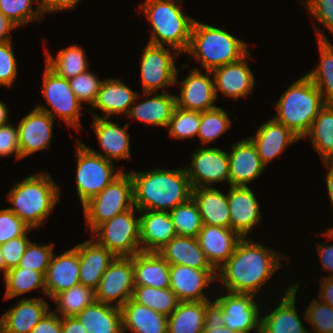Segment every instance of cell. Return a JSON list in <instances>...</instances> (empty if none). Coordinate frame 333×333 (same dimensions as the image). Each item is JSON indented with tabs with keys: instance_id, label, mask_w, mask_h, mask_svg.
I'll list each match as a JSON object with an SVG mask.
<instances>
[{
	"instance_id": "cell-45",
	"label": "cell",
	"mask_w": 333,
	"mask_h": 333,
	"mask_svg": "<svg viewBox=\"0 0 333 333\" xmlns=\"http://www.w3.org/2000/svg\"><path fill=\"white\" fill-rule=\"evenodd\" d=\"M230 123L228 114L221 107L217 106L216 108L201 112L197 135L204 145L224 134L229 129Z\"/></svg>"
},
{
	"instance_id": "cell-35",
	"label": "cell",
	"mask_w": 333,
	"mask_h": 333,
	"mask_svg": "<svg viewBox=\"0 0 333 333\" xmlns=\"http://www.w3.org/2000/svg\"><path fill=\"white\" fill-rule=\"evenodd\" d=\"M154 95L151 99L130 107L127 116L147 124L168 127L176 107V95L165 92V90H162L161 94L155 92Z\"/></svg>"
},
{
	"instance_id": "cell-20",
	"label": "cell",
	"mask_w": 333,
	"mask_h": 333,
	"mask_svg": "<svg viewBox=\"0 0 333 333\" xmlns=\"http://www.w3.org/2000/svg\"><path fill=\"white\" fill-rule=\"evenodd\" d=\"M229 158L230 186H246L263 172V164L256 146L248 139H242L232 145Z\"/></svg>"
},
{
	"instance_id": "cell-25",
	"label": "cell",
	"mask_w": 333,
	"mask_h": 333,
	"mask_svg": "<svg viewBox=\"0 0 333 333\" xmlns=\"http://www.w3.org/2000/svg\"><path fill=\"white\" fill-rule=\"evenodd\" d=\"M95 239L92 238L75 246L79 257L80 284L94 291L98 288L100 279L108 266L115 259V256L106 247L99 245Z\"/></svg>"
},
{
	"instance_id": "cell-48",
	"label": "cell",
	"mask_w": 333,
	"mask_h": 333,
	"mask_svg": "<svg viewBox=\"0 0 333 333\" xmlns=\"http://www.w3.org/2000/svg\"><path fill=\"white\" fill-rule=\"evenodd\" d=\"M68 80L72 91L81 103L88 102L92 105L94 104L103 80H99L89 70Z\"/></svg>"
},
{
	"instance_id": "cell-13",
	"label": "cell",
	"mask_w": 333,
	"mask_h": 333,
	"mask_svg": "<svg viewBox=\"0 0 333 333\" xmlns=\"http://www.w3.org/2000/svg\"><path fill=\"white\" fill-rule=\"evenodd\" d=\"M54 116L46 106L38 105L21 119L17 126L21 159L49 148Z\"/></svg>"
},
{
	"instance_id": "cell-38",
	"label": "cell",
	"mask_w": 333,
	"mask_h": 333,
	"mask_svg": "<svg viewBox=\"0 0 333 333\" xmlns=\"http://www.w3.org/2000/svg\"><path fill=\"white\" fill-rule=\"evenodd\" d=\"M307 135L321 160L333 161V107L330 104L320 110Z\"/></svg>"
},
{
	"instance_id": "cell-42",
	"label": "cell",
	"mask_w": 333,
	"mask_h": 333,
	"mask_svg": "<svg viewBox=\"0 0 333 333\" xmlns=\"http://www.w3.org/2000/svg\"><path fill=\"white\" fill-rule=\"evenodd\" d=\"M53 300L57 304L59 316L74 317L95 301V291L82 284L58 293Z\"/></svg>"
},
{
	"instance_id": "cell-14",
	"label": "cell",
	"mask_w": 333,
	"mask_h": 333,
	"mask_svg": "<svg viewBox=\"0 0 333 333\" xmlns=\"http://www.w3.org/2000/svg\"><path fill=\"white\" fill-rule=\"evenodd\" d=\"M192 163L185 167L192 188L210 187L213 182L229 183L228 152L219 148H202L192 154Z\"/></svg>"
},
{
	"instance_id": "cell-6",
	"label": "cell",
	"mask_w": 333,
	"mask_h": 333,
	"mask_svg": "<svg viewBox=\"0 0 333 333\" xmlns=\"http://www.w3.org/2000/svg\"><path fill=\"white\" fill-rule=\"evenodd\" d=\"M182 0H146L140 8L153 27L149 43L170 45L178 53L187 51L194 19L182 12ZM179 3V5H177Z\"/></svg>"
},
{
	"instance_id": "cell-41",
	"label": "cell",
	"mask_w": 333,
	"mask_h": 333,
	"mask_svg": "<svg viewBox=\"0 0 333 333\" xmlns=\"http://www.w3.org/2000/svg\"><path fill=\"white\" fill-rule=\"evenodd\" d=\"M5 299L27 293L42 287L45 294V276L35 270L14 267L7 271L5 277Z\"/></svg>"
},
{
	"instance_id": "cell-23",
	"label": "cell",
	"mask_w": 333,
	"mask_h": 333,
	"mask_svg": "<svg viewBox=\"0 0 333 333\" xmlns=\"http://www.w3.org/2000/svg\"><path fill=\"white\" fill-rule=\"evenodd\" d=\"M140 215V247L143 252H159L175 236L169 212L144 210Z\"/></svg>"
},
{
	"instance_id": "cell-29",
	"label": "cell",
	"mask_w": 333,
	"mask_h": 333,
	"mask_svg": "<svg viewBox=\"0 0 333 333\" xmlns=\"http://www.w3.org/2000/svg\"><path fill=\"white\" fill-rule=\"evenodd\" d=\"M134 285L158 289L170 288V264L159 252H143L133 256Z\"/></svg>"
},
{
	"instance_id": "cell-63",
	"label": "cell",
	"mask_w": 333,
	"mask_h": 333,
	"mask_svg": "<svg viewBox=\"0 0 333 333\" xmlns=\"http://www.w3.org/2000/svg\"><path fill=\"white\" fill-rule=\"evenodd\" d=\"M204 333H239L237 331L230 330L227 327H204Z\"/></svg>"
},
{
	"instance_id": "cell-52",
	"label": "cell",
	"mask_w": 333,
	"mask_h": 333,
	"mask_svg": "<svg viewBox=\"0 0 333 333\" xmlns=\"http://www.w3.org/2000/svg\"><path fill=\"white\" fill-rule=\"evenodd\" d=\"M30 230L31 228L23 236L15 237L0 245L1 253L4 258V263L7 270L19 265L20 259L22 258L26 247L30 242L26 236Z\"/></svg>"
},
{
	"instance_id": "cell-1",
	"label": "cell",
	"mask_w": 333,
	"mask_h": 333,
	"mask_svg": "<svg viewBox=\"0 0 333 333\" xmlns=\"http://www.w3.org/2000/svg\"><path fill=\"white\" fill-rule=\"evenodd\" d=\"M279 253L257 242L242 238L233 255L217 269V279L231 293L256 295L281 266Z\"/></svg>"
},
{
	"instance_id": "cell-2",
	"label": "cell",
	"mask_w": 333,
	"mask_h": 333,
	"mask_svg": "<svg viewBox=\"0 0 333 333\" xmlns=\"http://www.w3.org/2000/svg\"><path fill=\"white\" fill-rule=\"evenodd\" d=\"M134 206L139 211L170 212L192 198V185L185 168L151 169L130 173Z\"/></svg>"
},
{
	"instance_id": "cell-22",
	"label": "cell",
	"mask_w": 333,
	"mask_h": 333,
	"mask_svg": "<svg viewBox=\"0 0 333 333\" xmlns=\"http://www.w3.org/2000/svg\"><path fill=\"white\" fill-rule=\"evenodd\" d=\"M197 239L208 261L217 270L233 255L242 237L231 228L203 225Z\"/></svg>"
},
{
	"instance_id": "cell-26",
	"label": "cell",
	"mask_w": 333,
	"mask_h": 333,
	"mask_svg": "<svg viewBox=\"0 0 333 333\" xmlns=\"http://www.w3.org/2000/svg\"><path fill=\"white\" fill-rule=\"evenodd\" d=\"M94 122L92 124L97 139L100 142L101 148L105 154L98 153V151L86 146L90 151L95 154L103 156L105 159L113 162L112 159L120 160L131 158L130 156V135L125 130L128 128L129 123H126L121 128L116 123L108 120V118L100 117L93 114Z\"/></svg>"
},
{
	"instance_id": "cell-44",
	"label": "cell",
	"mask_w": 333,
	"mask_h": 333,
	"mask_svg": "<svg viewBox=\"0 0 333 333\" xmlns=\"http://www.w3.org/2000/svg\"><path fill=\"white\" fill-rule=\"evenodd\" d=\"M33 3H38L36 10L31 7ZM0 12L16 27L45 15L41 0H0Z\"/></svg>"
},
{
	"instance_id": "cell-40",
	"label": "cell",
	"mask_w": 333,
	"mask_h": 333,
	"mask_svg": "<svg viewBox=\"0 0 333 333\" xmlns=\"http://www.w3.org/2000/svg\"><path fill=\"white\" fill-rule=\"evenodd\" d=\"M131 299L167 317L177 308L180 302L177 295L170 288L158 289L149 286H135Z\"/></svg>"
},
{
	"instance_id": "cell-19",
	"label": "cell",
	"mask_w": 333,
	"mask_h": 333,
	"mask_svg": "<svg viewBox=\"0 0 333 333\" xmlns=\"http://www.w3.org/2000/svg\"><path fill=\"white\" fill-rule=\"evenodd\" d=\"M248 52L240 60L228 63L224 66L213 69L215 94L218 97V91L225 96L237 98L247 97L254 87V75L247 64L246 58H250Z\"/></svg>"
},
{
	"instance_id": "cell-32",
	"label": "cell",
	"mask_w": 333,
	"mask_h": 333,
	"mask_svg": "<svg viewBox=\"0 0 333 333\" xmlns=\"http://www.w3.org/2000/svg\"><path fill=\"white\" fill-rule=\"evenodd\" d=\"M192 198L197 203L203 225L231 228L227 194L213 187L194 188Z\"/></svg>"
},
{
	"instance_id": "cell-21",
	"label": "cell",
	"mask_w": 333,
	"mask_h": 333,
	"mask_svg": "<svg viewBox=\"0 0 333 333\" xmlns=\"http://www.w3.org/2000/svg\"><path fill=\"white\" fill-rule=\"evenodd\" d=\"M78 250L72 249L51 257L45 273V294L53 299L58 293L80 284Z\"/></svg>"
},
{
	"instance_id": "cell-31",
	"label": "cell",
	"mask_w": 333,
	"mask_h": 333,
	"mask_svg": "<svg viewBox=\"0 0 333 333\" xmlns=\"http://www.w3.org/2000/svg\"><path fill=\"white\" fill-rule=\"evenodd\" d=\"M122 333H168V317L151 308L134 302L131 298L121 307Z\"/></svg>"
},
{
	"instance_id": "cell-43",
	"label": "cell",
	"mask_w": 333,
	"mask_h": 333,
	"mask_svg": "<svg viewBox=\"0 0 333 333\" xmlns=\"http://www.w3.org/2000/svg\"><path fill=\"white\" fill-rule=\"evenodd\" d=\"M169 213L177 235L186 237L198 236L203 227V221L198 205L193 198L183 204L177 205Z\"/></svg>"
},
{
	"instance_id": "cell-46",
	"label": "cell",
	"mask_w": 333,
	"mask_h": 333,
	"mask_svg": "<svg viewBox=\"0 0 333 333\" xmlns=\"http://www.w3.org/2000/svg\"><path fill=\"white\" fill-rule=\"evenodd\" d=\"M201 112L175 107L169 121V135L172 138H192L198 134Z\"/></svg>"
},
{
	"instance_id": "cell-5",
	"label": "cell",
	"mask_w": 333,
	"mask_h": 333,
	"mask_svg": "<svg viewBox=\"0 0 333 333\" xmlns=\"http://www.w3.org/2000/svg\"><path fill=\"white\" fill-rule=\"evenodd\" d=\"M201 61L205 71L236 62L248 53L246 44L223 28L194 20L187 51Z\"/></svg>"
},
{
	"instance_id": "cell-12",
	"label": "cell",
	"mask_w": 333,
	"mask_h": 333,
	"mask_svg": "<svg viewBox=\"0 0 333 333\" xmlns=\"http://www.w3.org/2000/svg\"><path fill=\"white\" fill-rule=\"evenodd\" d=\"M42 92L48 104L68 126L79 129L82 103L75 96L69 80L58 76L47 65L43 75Z\"/></svg>"
},
{
	"instance_id": "cell-36",
	"label": "cell",
	"mask_w": 333,
	"mask_h": 333,
	"mask_svg": "<svg viewBox=\"0 0 333 333\" xmlns=\"http://www.w3.org/2000/svg\"><path fill=\"white\" fill-rule=\"evenodd\" d=\"M205 301L179 302L168 316V333H204Z\"/></svg>"
},
{
	"instance_id": "cell-7",
	"label": "cell",
	"mask_w": 333,
	"mask_h": 333,
	"mask_svg": "<svg viewBox=\"0 0 333 333\" xmlns=\"http://www.w3.org/2000/svg\"><path fill=\"white\" fill-rule=\"evenodd\" d=\"M134 207L133 180L124 172L83 205L86 228L92 232L102 223ZM90 227V228H89Z\"/></svg>"
},
{
	"instance_id": "cell-57",
	"label": "cell",
	"mask_w": 333,
	"mask_h": 333,
	"mask_svg": "<svg viewBox=\"0 0 333 333\" xmlns=\"http://www.w3.org/2000/svg\"><path fill=\"white\" fill-rule=\"evenodd\" d=\"M80 0H41V6L44 13H50L58 10L73 9Z\"/></svg>"
},
{
	"instance_id": "cell-16",
	"label": "cell",
	"mask_w": 333,
	"mask_h": 333,
	"mask_svg": "<svg viewBox=\"0 0 333 333\" xmlns=\"http://www.w3.org/2000/svg\"><path fill=\"white\" fill-rule=\"evenodd\" d=\"M211 71L202 74L198 68L190 69V73L180 83V97L176 96V106L192 111L204 112L216 108L214 78Z\"/></svg>"
},
{
	"instance_id": "cell-60",
	"label": "cell",
	"mask_w": 333,
	"mask_h": 333,
	"mask_svg": "<svg viewBox=\"0 0 333 333\" xmlns=\"http://www.w3.org/2000/svg\"><path fill=\"white\" fill-rule=\"evenodd\" d=\"M319 298L333 307V276H326L321 283Z\"/></svg>"
},
{
	"instance_id": "cell-17",
	"label": "cell",
	"mask_w": 333,
	"mask_h": 333,
	"mask_svg": "<svg viewBox=\"0 0 333 333\" xmlns=\"http://www.w3.org/2000/svg\"><path fill=\"white\" fill-rule=\"evenodd\" d=\"M227 199L231 229L246 238L262 216L258 201L248 186H230Z\"/></svg>"
},
{
	"instance_id": "cell-51",
	"label": "cell",
	"mask_w": 333,
	"mask_h": 333,
	"mask_svg": "<svg viewBox=\"0 0 333 333\" xmlns=\"http://www.w3.org/2000/svg\"><path fill=\"white\" fill-rule=\"evenodd\" d=\"M11 41L0 43V85L4 87L14 83L18 71Z\"/></svg>"
},
{
	"instance_id": "cell-65",
	"label": "cell",
	"mask_w": 333,
	"mask_h": 333,
	"mask_svg": "<svg viewBox=\"0 0 333 333\" xmlns=\"http://www.w3.org/2000/svg\"><path fill=\"white\" fill-rule=\"evenodd\" d=\"M0 271H3V276L5 277L6 273H7V269H6V266H5V263H4V258L2 256V253H1V249H0Z\"/></svg>"
},
{
	"instance_id": "cell-10",
	"label": "cell",
	"mask_w": 333,
	"mask_h": 333,
	"mask_svg": "<svg viewBox=\"0 0 333 333\" xmlns=\"http://www.w3.org/2000/svg\"><path fill=\"white\" fill-rule=\"evenodd\" d=\"M134 287L133 256L115 257L100 279L95 300L108 305L116 302L121 308L132 297Z\"/></svg>"
},
{
	"instance_id": "cell-24",
	"label": "cell",
	"mask_w": 333,
	"mask_h": 333,
	"mask_svg": "<svg viewBox=\"0 0 333 333\" xmlns=\"http://www.w3.org/2000/svg\"><path fill=\"white\" fill-rule=\"evenodd\" d=\"M298 284L289 287L278 307L261 318L260 333H310L304 328L295 307Z\"/></svg>"
},
{
	"instance_id": "cell-61",
	"label": "cell",
	"mask_w": 333,
	"mask_h": 333,
	"mask_svg": "<svg viewBox=\"0 0 333 333\" xmlns=\"http://www.w3.org/2000/svg\"><path fill=\"white\" fill-rule=\"evenodd\" d=\"M17 28L0 12V43L12 40L10 32Z\"/></svg>"
},
{
	"instance_id": "cell-56",
	"label": "cell",
	"mask_w": 333,
	"mask_h": 333,
	"mask_svg": "<svg viewBox=\"0 0 333 333\" xmlns=\"http://www.w3.org/2000/svg\"><path fill=\"white\" fill-rule=\"evenodd\" d=\"M222 310V305L217 299L212 303L210 300L205 301L204 327H225V322L222 320Z\"/></svg>"
},
{
	"instance_id": "cell-15",
	"label": "cell",
	"mask_w": 333,
	"mask_h": 333,
	"mask_svg": "<svg viewBox=\"0 0 333 333\" xmlns=\"http://www.w3.org/2000/svg\"><path fill=\"white\" fill-rule=\"evenodd\" d=\"M254 297V294L227 292L216 298L222 305L225 327L239 333H250L254 329L260 333V307Z\"/></svg>"
},
{
	"instance_id": "cell-33",
	"label": "cell",
	"mask_w": 333,
	"mask_h": 333,
	"mask_svg": "<svg viewBox=\"0 0 333 333\" xmlns=\"http://www.w3.org/2000/svg\"><path fill=\"white\" fill-rule=\"evenodd\" d=\"M138 93L126 86L118 79L103 80L96 101L92 107H97L106 114L104 118H108L111 114L127 115L131 105L138 98Z\"/></svg>"
},
{
	"instance_id": "cell-53",
	"label": "cell",
	"mask_w": 333,
	"mask_h": 333,
	"mask_svg": "<svg viewBox=\"0 0 333 333\" xmlns=\"http://www.w3.org/2000/svg\"><path fill=\"white\" fill-rule=\"evenodd\" d=\"M310 14L333 34V0H306Z\"/></svg>"
},
{
	"instance_id": "cell-11",
	"label": "cell",
	"mask_w": 333,
	"mask_h": 333,
	"mask_svg": "<svg viewBox=\"0 0 333 333\" xmlns=\"http://www.w3.org/2000/svg\"><path fill=\"white\" fill-rule=\"evenodd\" d=\"M165 46L148 43L141 56V78L144 95H151L160 88L176 84L175 59Z\"/></svg>"
},
{
	"instance_id": "cell-18",
	"label": "cell",
	"mask_w": 333,
	"mask_h": 333,
	"mask_svg": "<svg viewBox=\"0 0 333 333\" xmlns=\"http://www.w3.org/2000/svg\"><path fill=\"white\" fill-rule=\"evenodd\" d=\"M217 270L194 269L185 265H170V289L180 302L207 301L203 288L216 277Z\"/></svg>"
},
{
	"instance_id": "cell-28",
	"label": "cell",
	"mask_w": 333,
	"mask_h": 333,
	"mask_svg": "<svg viewBox=\"0 0 333 333\" xmlns=\"http://www.w3.org/2000/svg\"><path fill=\"white\" fill-rule=\"evenodd\" d=\"M48 311L49 304L42 297L21 299L1 316L0 333H30Z\"/></svg>"
},
{
	"instance_id": "cell-64",
	"label": "cell",
	"mask_w": 333,
	"mask_h": 333,
	"mask_svg": "<svg viewBox=\"0 0 333 333\" xmlns=\"http://www.w3.org/2000/svg\"><path fill=\"white\" fill-rule=\"evenodd\" d=\"M7 120H8V110L6 104L0 101V126L7 124L8 123Z\"/></svg>"
},
{
	"instance_id": "cell-8",
	"label": "cell",
	"mask_w": 333,
	"mask_h": 333,
	"mask_svg": "<svg viewBox=\"0 0 333 333\" xmlns=\"http://www.w3.org/2000/svg\"><path fill=\"white\" fill-rule=\"evenodd\" d=\"M76 141V188L83 206L119 177L123 171L118 169L115 172L113 162L93 153L84 143Z\"/></svg>"
},
{
	"instance_id": "cell-66",
	"label": "cell",
	"mask_w": 333,
	"mask_h": 333,
	"mask_svg": "<svg viewBox=\"0 0 333 333\" xmlns=\"http://www.w3.org/2000/svg\"><path fill=\"white\" fill-rule=\"evenodd\" d=\"M326 236L333 240V227L331 229H328V231L326 232Z\"/></svg>"
},
{
	"instance_id": "cell-58",
	"label": "cell",
	"mask_w": 333,
	"mask_h": 333,
	"mask_svg": "<svg viewBox=\"0 0 333 333\" xmlns=\"http://www.w3.org/2000/svg\"><path fill=\"white\" fill-rule=\"evenodd\" d=\"M61 326V333H88L76 316L61 317Z\"/></svg>"
},
{
	"instance_id": "cell-37",
	"label": "cell",
	"mask_w": 333,
	"mask_h": 333,
	"mask_svg": "<svg viewBox=\"0 0 333 333\" xmlns=\"http://www.w3.org/2000/svg\"><path fill=\"white\" fill-rule=\"evenodd\" d=\"M316 31L318 32L320 63L307 76L322 94L324 103L331 104L333 102V46L320 30L316 29Z\"/></svg>"
},
{
	"instance_id": "cell-47",
	"label": "cell",
	"mask_w": 333,
	"mask_h": 333,
	"mask_svg": "<svg viewBox=\"0 0 333 333\" xmlns=\"http://www.w3.org/2000/svg\"><path fill=\"white\" fill-rule=\"evenodd\" d=\"M305 320L316 330L310 333L331 332L333 331V307L315 299L306 308Z\"/></svg>"
},
{
	"instance_id": "cell-62",
	"label": "cell",
	"mask_w": 333,
	"mask_h": 333,
	"mask_svg": "<svg viewBox=\"0 0 333 333\" xmlns=\"http://www.w3.org/2000/svg\"><path fill=\"white\" fill-rule=\"evenodd\" d=\"M326 167H329V172L326 178V184H327V189H328V194L330 196V201L332 203L333 207V161H326L323 162ZM331 164V165H330Z\"/></svg>"
},
{
	"instance_id": "cell-4",
	"label": "cell",
	"mask_w": 333,
	"mask_h": 333,
	"mask_svg": "<svg viewBox=\"0 0 333 333\" xmlns=\"http://www.w3.org/2000/svg\"><path fill=\"white\" fill-rule=\"evenodd\" d=\"M322 94L305 75L293 82L276 102L274 119L284 124L300 139L311 129L312 123L325 106Z\"/></svg>"
},
{
	"instance_id": "cell-50",
	"label": "cell",
	"mask_w": 333,
	"mask_h": 333,
	"mask_svg": "<svg viewBox=\"0 0 333 333\" xmlns=\"http://www.w3.org/2000/svg\"><path fill=\"white\" fill-rule=\"evenodd\" d=\"M30 227L8 208L0 210V245L23 236Z\"/></svg>"
},
{
	"instance_id": "cell-3",
	"label": "cell",
	"mask_w": 333,
	"mask_h": 333,
	"mask_svg": "<svg viewBox=\"0 0 333 333\" xmlns=\"http://www.w3.org/2000/svg\"><path fill=\"white\" fill-rule=\"evenodd\" d=\"M59 187L44 171L16 183L8 194V208L31 229L41 226L59 202Z\"/></svg>"
},
{
	"instance_id": "cell-55",
	"label": "cell",
	"mask_w": 333,
	"mask_h": 333,
	"mask_svg": "<svg viewBox=\"0 0 333 333\" xmlns=\"http://www.w3.org/2000/svg\"><path fill=\"white\" fill-rule=\"evenodd\" d=\"M61 316L48 311L30 333H61Z\"/></svg>"
},
{
	"instance_id": "cell-27",
	"label": "cell",
	"mask_w": 333,
	"mask_h": 333,
	"mask_svg": "<svg viewBox=\"0 0 333 333\" xmlns=\"http://www.w3.org/2000/svg\"><path fill=\"white\" fill-rule=\"evenodd\" d=\"M256 146L264 165L276 158L288 145L301 140L284 124L274 118L263 123L256 132V137L249 138Z\"/></svg>"
},
{
	"instance_id": "cell-54",
	"label": "cell",
	"mask_w": 333,
	"mask_h": 333,
	"mask_svg": "<svg viewBox=\"0 0 333 333\" xmlns=\"http://www.w3.org/2000/svg\"><path fill=\"white\" fill-rule=\"evenodd\" d=\"M12 153H15L16 159H21L18 127L7 123L0 126V157H6Z\"/></svg>"
},
{
	"instance_id": "cell-59",
	"label": "cell",
	"mask_w": 333,
	"mask_h": 333,
	"mask_svg": "<svg viewBox=\"0 0 333 333\" xmlns=\"http://www.w3.org/2000/svg\"><path fill=\"white\" fill-rule=\"evenodd\" d=\"M317 248L321 257L323 269L331 271L332 274H330V276H333V245L331 244L322 246L320 244L317 246Z\"/></svg>"
},
{
	"instance_id": "cell-39",
	"label": "cell",
	"mask_w": 333,
	"mask_h": 333,
	"mask_svg": "<svg viewBox=\"0 0 333 333\" xmlns=\"http://www.w3.org/2000/svg\"><path fill=\"white\" fill-rule=\"evenodd\" d=\"M45 55V64L58 76L66 79L88 71V62L83 48L76 45L59 50L56 58L48 50L45 52Z\"/></svg>"
},
{
	"instance_id": "cell-34",
	"label": "cell",
	"mask_w": 333,
	"mask_h": 333,
	"mask_svg": "<svg viewBox=\"0 0 333 333\" xmlns=\"http://www.w3.org/2000/svg\"><path fill=\"white\" fill-rule=\"evenodd\" d=\"M76 317L88 333H122L121 308L94 301Z\"/></svg>"
},
{
	"instance_id": "cell-9",
	"label": "cell",
	"mask_w": 333,
	"mask_h": 333,
	"mask_svg": "<svg viewBox=\"0 0 333 333\" xmlns=\"http://www.w3.org/2000/svg\"><path fill=\"white\" fill-rule=\"evenodd\" d=\"M135 206L100 224L92 233L97 234L96 242L106 247L115 257H132L141 252L140 217Z\"/></svg>"
},
{
	"instance_id": "cell-30",
	"label": "cell",
	"mask_w": 333,
	"mask_h": 333,
	"mask_svg": "<svg viewBox=\"0 0 333 333\" xmlns=\"http://www.w3.org/2000/svg\"><path fill=\"white\" fill-rule=\"evenodd\" d=\"M159 254L170 265H185L194 269L216 270L201 249L197 237L175 236Z\"/></svg>"
},
{
	"instance_id": "cell-49",
	"label": "cell",
	"mask_w": 333,
	"mask_h": 333,
	"mask_svg": "<svg viewBox=\"0 0 333 333\" xmlns=\"http://www.w3.org/2000/svg\"><path fill=\"white\" fill-rule=\"evenodd\" d=\"M53 245L39 246L29 242L18 267L32 269L45 275L53 255Z\"/></svg>"
}]
</instances>
